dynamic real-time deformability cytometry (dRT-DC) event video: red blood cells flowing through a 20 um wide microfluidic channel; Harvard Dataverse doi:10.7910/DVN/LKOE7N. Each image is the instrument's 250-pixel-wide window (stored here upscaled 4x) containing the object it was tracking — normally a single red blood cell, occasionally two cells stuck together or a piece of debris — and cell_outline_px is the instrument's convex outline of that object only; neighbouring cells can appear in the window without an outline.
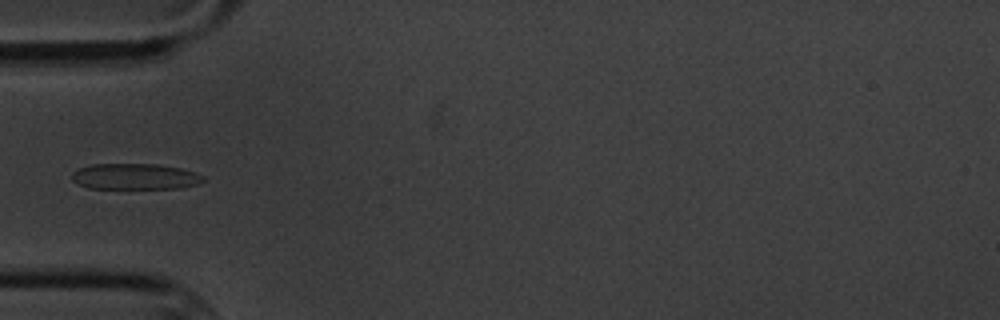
{"species": "common noctule bat (a hibernating species)", "species_latin": "Nyctalus noctula", "temperature_condition": "cold", "stored_images_in_passage": 5, "camera_frame_rate_fps": 3000, "um_per_image_px": 0.085, "animal": {"sex": "male", "body_mass_g": 20.1, "forearm_length_mm": 53.5}, "frame": {"image": 1, "passage_image": 5, "time_ms": 4.667, "image_size_px": [1000, 320], "cell_outline_px": [[204, 180], [196, 184], [180, 188], [88, 188], [72, 180], [72, 172], [76, 168], [92, 164], [156, 164], [180, 168], [204, 176]], "centroid_in_image_um": [11.42, 15.0], "position_along_channel_um": 73.6, "area_um2": 19.71}}